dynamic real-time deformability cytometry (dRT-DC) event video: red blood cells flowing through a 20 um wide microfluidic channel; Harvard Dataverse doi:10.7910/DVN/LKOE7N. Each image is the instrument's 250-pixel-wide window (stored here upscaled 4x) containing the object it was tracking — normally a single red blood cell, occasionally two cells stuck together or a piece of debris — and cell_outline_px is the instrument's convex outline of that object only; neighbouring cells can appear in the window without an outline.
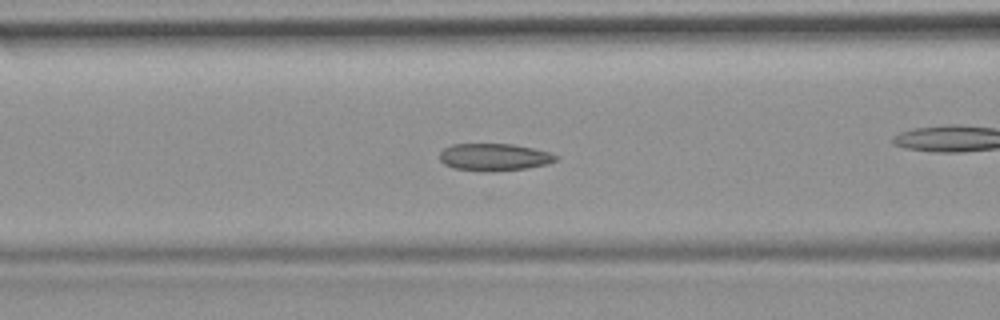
{"species": "common noctule bat (a hibernating species)", "species_latin": "Nyctalus noctula", "temperature_condition": "room temperature", "stored_images_in_passage": 40, "camera_frame_rate_fps": 3000, "um_per_image_px": 0.085, "animal": {"sex": "female", "body_mass_g": 19.9}, "frame": {"image": 1, "passage_image": 7, "time_ms": 2.0, "image_size_px": [1000, 320], "cell_outline_px": [[560, 156], [556, 160], [548, 164], [524, 168], [492, 172], [484, 172], [452, 168], [444, 164], [440, 160], [440, 152], [444, 148], [452, 144], [512, 144], [532, 148], [548, 152]], "centroid_in_image_um": [41.98, 13.36], "position_along_channel_um": 124.6, "area_um2": 18.55}, "authors_computed_cell_mechanics": {"area_um2": 18.496, "velocity_mm_per_s": 3.7692, "shape_relaxation_time_tau1_ms": null, "shape_relaxation_time_tau2_ms": 2.4348, "deformation_change_tau1": null, "deformation_change_tau2": 0.0879}}